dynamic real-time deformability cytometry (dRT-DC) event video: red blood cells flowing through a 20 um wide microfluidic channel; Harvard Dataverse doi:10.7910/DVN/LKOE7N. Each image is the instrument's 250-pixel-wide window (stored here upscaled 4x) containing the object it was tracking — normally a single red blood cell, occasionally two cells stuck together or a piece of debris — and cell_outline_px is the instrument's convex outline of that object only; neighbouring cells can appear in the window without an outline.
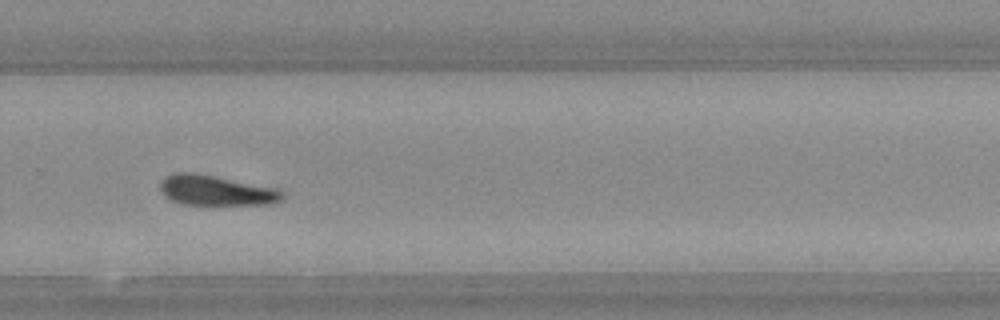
{"species": "Egyptian fruit bat (a non-hibernating species)", "species_latin": "Rousettus aegyptiacus", "temperature_condition": "warm", "stored_images_in_passage": 40, "camera_frame_rate_fps": 3000, "um_per_image_px": 0.085, "animal": {"sex": "female"}, "frame": {"image": 1, "passage_image": 23, "time_ms": 7.333, "image_size_px": [1000, 320], "cell_outline_px": [[284, 196], [280, 200], [272, 204], [208, 208], [184, 204], [172, 200], [164, 196], [160, 192], [160, 180], [164, 176], [172, 172], [192, 172], [280, 188], [284, 192]], "centroid_in_image_um": [18.37, 16.24], "position_along_channel_um": 311.4, "area_um2": 22.95}, "authors_computed_cell_mechanics": {"area_um2": 21.8195, "velocity_mm_per_s": 3.6735, "shape_relaxation_time_tau1_ms": 6.8802, "shape_relaxation_time_tau2_ms": null, "deformation_change_tau1": 0.1392, "deformation_change_tau2": null}}